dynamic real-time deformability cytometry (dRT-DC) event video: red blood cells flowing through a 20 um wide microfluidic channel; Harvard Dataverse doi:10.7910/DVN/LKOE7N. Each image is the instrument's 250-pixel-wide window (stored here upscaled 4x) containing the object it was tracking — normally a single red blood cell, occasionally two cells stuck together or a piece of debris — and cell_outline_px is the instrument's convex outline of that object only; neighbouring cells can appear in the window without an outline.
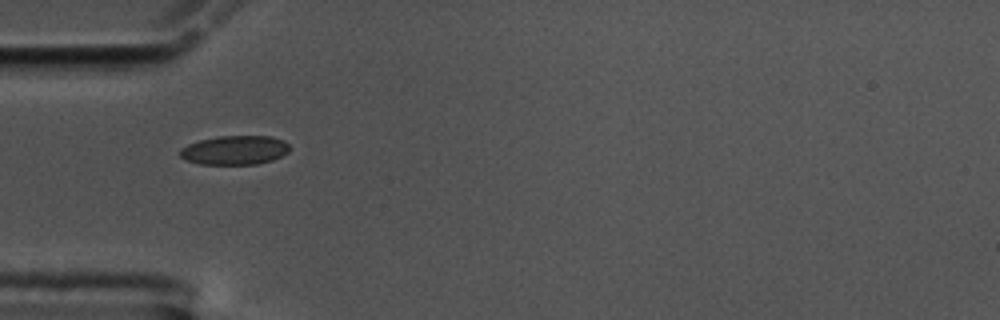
{"species": "common noctule bat (a hibernating species)", "species_latin": "Nyctalus noctula", "temperature_condition": "cold", "stored_images_in_passage": 40, "camera_frame_rate_fps": 3000, "um_per_image_px": 0.085, "animal": {"sex": "male", "body_mass_g": 17.5, "forearm_length_mm": 52.3}, "frame": {"image": 1, "passage_image": 1, "time_ms": 0.0, "image_size_px": [1000, 320], "cell_outline_px": [[288, 152], [272, 160], [256, 164], [200, 164], [188, 160], [180, 156], [180, 148], [188, 144], [200, 140], [220, 136], [272, 136], [284, 140], [288, 144]], "centroid_in_image_um": [19.96, 12.75], "position_along_channel_um": 65.0, "area_um2": 18.44}}
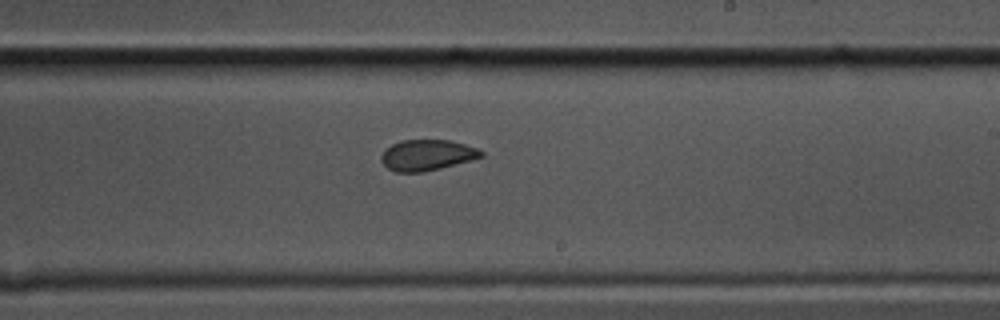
{"frame": {"image": 2, "passage_image": 17, "time_ms": 5.333, "image_size_px": [1000, 320], "cell_outline_px": [[484, 156], [440, 168], [424, 172], [396, 172], [388, 168], [380, 160], [380, 156], [392, 144], [400, 140], [448, 140], [464, 144], [476, 148], [484, 152]], "centroid_in_image_um": [36.28, 13.18], "position_along_channel_um": 252.7, "area_um2": 17.74}}
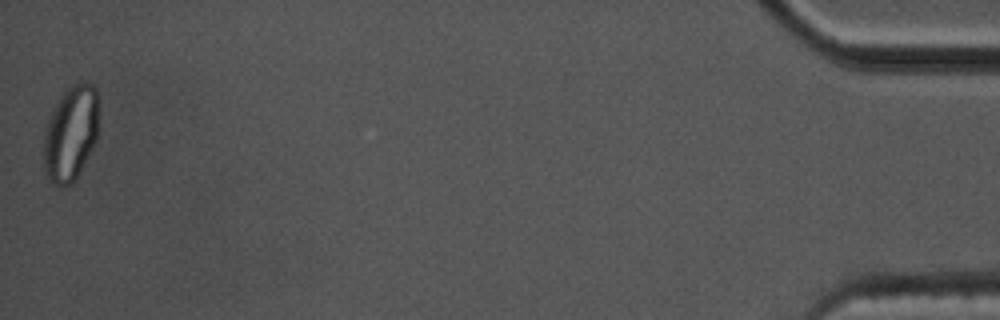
{"frame": {"image": 3, "passage_image": 40, "time_ms": 13.0, "image_size_px": [1000, 320], "cell_outline_px": [[96, 140], [92, 148], [72, 184], [64, 188], [60, 188], [48, 180], [44, 172], [44, 136], [48, 120], [60, 96], [72, 84], [88, 80], [96, 88]], "centroid_in_image_um": [5.98, 11.37], "position_along_channel_um": 429.2, "area_um2": 30.17}, "authors_computed_cell_mechanics": {"area_um2": 18.8139, "velocity_mm_per_s": 3.5338, "shape_relaxation_time_tau1_ms": null, "shape_relaxation_time_tau2_ms": 1.4182, "deformation_change_tau1": null, "deformation_change_tau2": 0.0541}}